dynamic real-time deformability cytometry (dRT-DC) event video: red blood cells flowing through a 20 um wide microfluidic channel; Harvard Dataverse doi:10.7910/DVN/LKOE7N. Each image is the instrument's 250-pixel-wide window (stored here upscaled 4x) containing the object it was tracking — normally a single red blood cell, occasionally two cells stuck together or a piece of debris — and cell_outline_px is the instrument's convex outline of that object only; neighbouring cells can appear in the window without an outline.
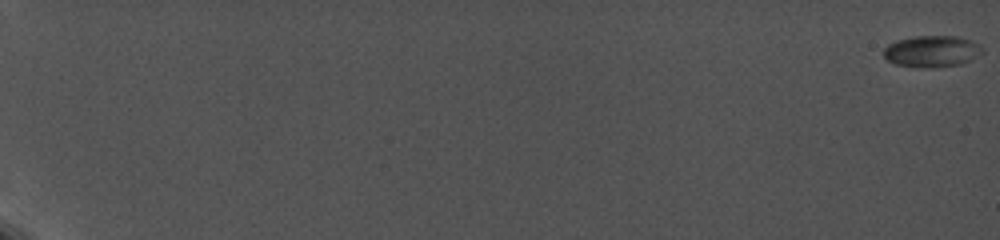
{"species": "common noctule bat (a hibernating species)", "species_latin": "Nyctalus noctula", "temperature_condition": "cold", "stored_images_in_passage": 30, "camera_frame_rate_fps": 5000, "um_per_image_px": 0.085, "animal": {"sex": "female", "body_mass_g": 19.0, "forearm_length_mm": 56.7}, "frame": {"image": 1, "passage_image": 1, "time_ms": 0.0, "image_size_px": [1000, 240], "cell_outline_px": [[984, 52], [960, 64], [932, 68], [924, 68], [896, 64], [888, 60], [884, 56], [884, 48], [888, 44], [896, 40], [916, 36], [956, 36], [968, 40], [976, 44]], "centroid_in_image_um": [79.15, 4.36], "position_along_channel_um": 5.8, "area_um2": 17.8}}
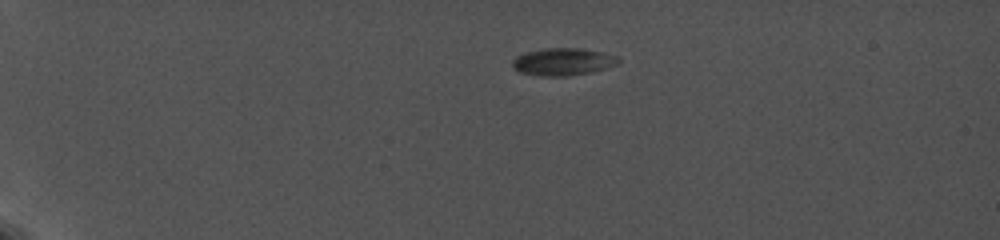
{"frame": {"image": 2, "passage_image": 9, "time_ms": 5.4, "image_size_px": [1000, 240], "cell_outline_px": [[620, 64], [592, 72], [568, 76], [540, 76], [520, 72], [512, 68], [512, 60], [516, 56], [528, 52], [544, 48], [580, 48], [604, 52], [616, 56], [620, 60]], "centroid_in_image_um": [47.87, 5.25], "position_along_channel_um": 37.1, "area_um2": 17.05}}
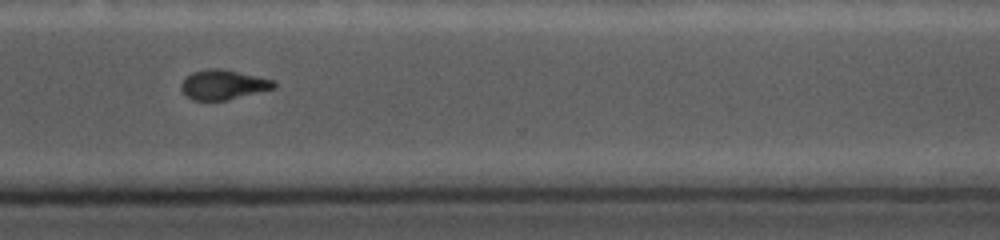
{"frame": {"image": 3, "passage_image": 28, "time_ms": 16.2, "image_size_px": [1000, 240], "cell_outline_px": [[276, 88], [228, 100], [192, 100], [180, 88], [180, 84], [184, 76], [192, 72], [208, 68], [220, 68], [276, 80]], "centroid_in_image_um": [18.97, 7.19], "position_along_channel_um": 351.6, "area_um2": 16.24}}